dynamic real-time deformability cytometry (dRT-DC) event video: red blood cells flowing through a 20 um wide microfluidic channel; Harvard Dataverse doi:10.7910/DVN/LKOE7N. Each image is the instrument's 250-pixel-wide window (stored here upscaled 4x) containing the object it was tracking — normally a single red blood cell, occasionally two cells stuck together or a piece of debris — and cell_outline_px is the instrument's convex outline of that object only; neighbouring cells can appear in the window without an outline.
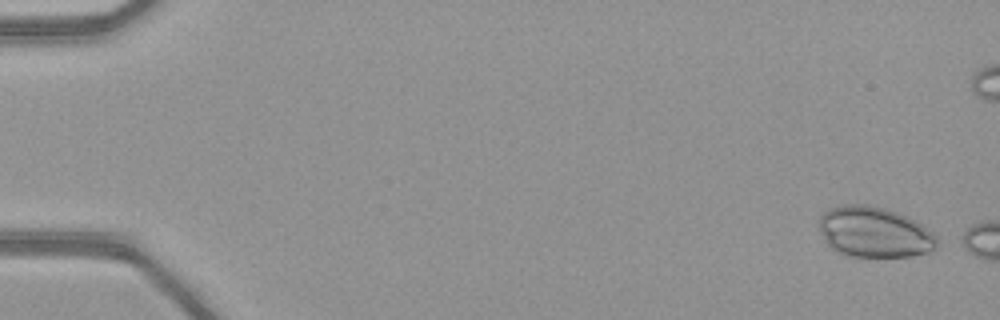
{"species": "common noctule bat (a hibernating species)", "species_latin": "Nyctalus noctula", "temperature_condition": "warm", "stored_images_in_passage": 5, "camera_frame_rate_fps": 3000, "um_per_image_px": 0.085, "animal": {"sex": "female", "body_mass_g": 21.9}, "frame": {"image": 1, "passage_image": 1, "time_ms": 0.0, "image_size_px": [1000, 320], "cell_outline_px": [[940, 244], [936, 248], [928, 252], [912, 256], [848, 256], [836, 252], [828, 244], [820, 232], [820, 216], [828, 208], [844, 204], [868, 204], [884, 208], [908, 216], [932, 232], [940, 240]], "centroid_in_image_um": [74.33, 19.73], "position_along_channel_um": 10.7, "area_um2": 34.91}}